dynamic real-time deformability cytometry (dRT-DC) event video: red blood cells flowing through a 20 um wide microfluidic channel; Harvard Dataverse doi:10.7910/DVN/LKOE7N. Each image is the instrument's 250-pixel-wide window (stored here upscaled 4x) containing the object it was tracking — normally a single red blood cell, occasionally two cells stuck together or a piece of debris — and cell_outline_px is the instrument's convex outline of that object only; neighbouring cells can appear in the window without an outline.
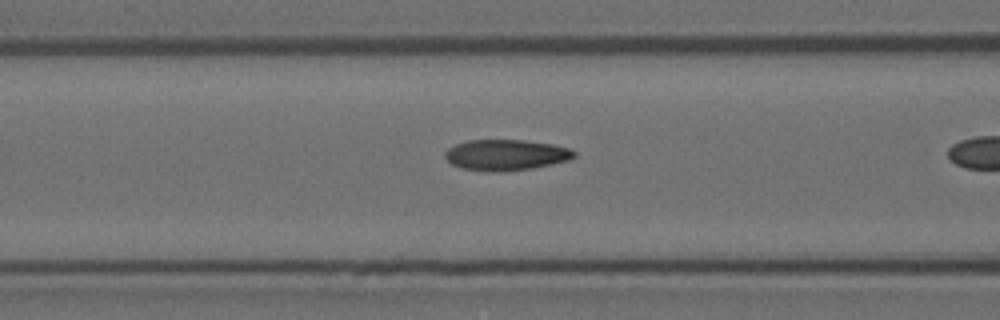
{"species": "Egyptian fruit bat (a non-hibernating species)", "species_latin": "Rousettus aegyptiacus", "temperature_condition": "room temperature", "stored_images_in_passage": 23, "camera_frame_rate_fps": 3000, "um_per_image_px": 0.085, "animal": {"sex": "female"}, "frame": {"image": 1, "passage_image": 19, "time_ms": 6.0, "image_size_px": [1000, 320], "cell_outline_px": [[576, 156], [568, 160], [532, 168], [500, 172], [464, 168], [452, 164], [444, 156], [444, 152], [448, 148], [456, 144], [468, 140], [524, 140], [552, 144], [568, 148], [576, 152]], "centroid_in_image_um": [43.0, 13.16], "position_along_channel_um": 123.6, "area_um2": 22.95}}
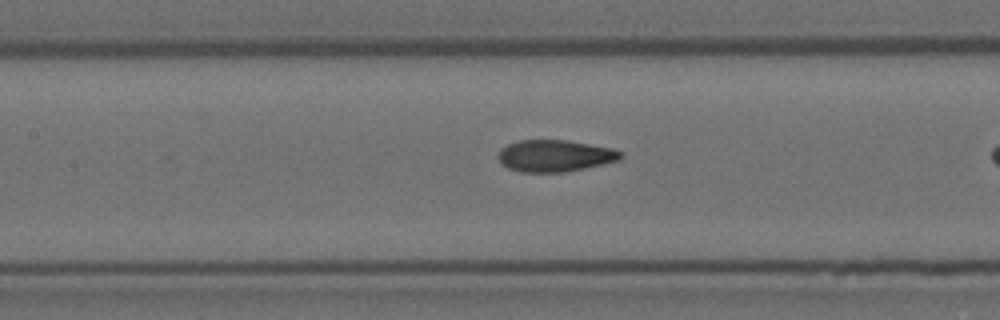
{"frame": {"image": 2, "passage_image": 22, "time_ms": 7.0, "image_size_px": [1000, 320], "cell_outline_px": [[624, 156], [620, 160], [584, 168], [564, 172], [520, 172], [508, 168], [496, 156], [500, 148], [508, 144], [520, 140], [568, 140], [612, 148], [624, 152]], "centroid_in_image_um": [47.18, 13.23], "position_along_channel_um": 160.2, "area_um2": 22.77}}